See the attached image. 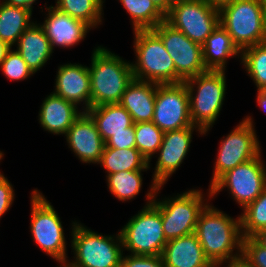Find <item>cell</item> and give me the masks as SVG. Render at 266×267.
I'll use <instances>...</instances> for the list:
<instances>
[{
  "instance_id": "1",
  "label": "cell",
  "mask_w": 266,
  "mask_h": 267,
  "mask_svg": "<svg viewBox=\"0 0 266 267\" xmlns=\"http://www.w3.org/2000/svg\"><path fill=\"white\" fill-rule=\"evenodd\" d=\"M194 233L214 267H221L241 255L243 237L240 215L232 218L209 203L200 212Z\"/></svg>"
},
{
  "instance_id": "2",
  "label": "cell",
  "mask_w": 266,
  "mask_h": 267,
  "mask_svg": "<svg viewBox=\"0 0 266 267\" xmlns=\"http://www.w3.org/2000/svg\"><path fill=\"white\" fill-rule=\"evenodd\" d=\"M91 84V107L118 104L128 85L134 79L131 62L109 49L97 46L88 67Z\"/></svg>"
},
{
  "instance_id": "3",
  "label": "cell",
  "mask_w": 266,
  "mask_h": 267,
  "mask_svg": "<svg viewBox=\"0 0 266 267\" xmlns=\"http://www.w3.org/2000/svg\"><path fill=\"white\" fill-rule=\"evenodd\" d=\"M157 188L158 185L152 181L146 193V205L119 230L123 250L132 255H162L167 243L160 210L153 203Z\"/></svg>"
},
{
  "instance_id": "4",
  "label": "cell",
  "mask_w": 266,
  "mask_h": 267,
  "mask_svg": "<svg viewBox=\"0 0 266 267\" xmlns=\"http://www.w3.org/2000/svg\"><path fill=\"white\" fill-rule=\"evenodd\" d=\"M189 96V114L194 126L204 135L213 127L223 106L226 91L225 71L207 70L184 81Z\"/></svg>"
},
{
  "instance_id": "5",
  "label": "cell",
  "mask_w": 266,
  "mask_h": 267,
  "mask_svg": "<svg viewBox=\"0 0 266 267\" xmlns=\"http://www.w3.org/2000/svg\"><path fill=\"white\" fill-rule=\"evenodd\" d=\"M71 249L73 267H120L123 243L120 232L115 235L98 234L79 222L72 221Z\"/></svg>"
},
{
  "instance_id": "6",
  "label": "cell",
  "mask_w": 266,
  "mask_h": 267,
  "mask_svg": "<svg viewBox=\"0 0 266 267\" xmlns=\"http://www.w3.org/2000/svg\"><path fill=\"white\" fill-rule=\"evenodd\" d=\"M219 15L240 51L266 42V8L259 0H235L221 7Z\"/></svg>"
},
{
  "instance_id": "7",
  "label": "cell",
  "mask_w": 266,
  "mask_h": 267,
  "mask_svg": "<svg viewBox=\"0 0 266 267\" xmlns=\"http://www.w3.org/2000/svg\"><path fill=\"white\" fill-rule=\"evenodd\" d=\"M131 62L134 79L156 84H175V66L161 38L152 30H135Z\"/></svg>"
},
{
  "instance_id": "8",
  "label": "cell",
  "mask_w": 266,
  "mask_h": 267,
  "mask_svg": "<svg viewBox=\"0 0 266 267\" xmlns=\"http://www.w3.org/2000/svg\"><path fill=\"white\" fill-rule=\"evenodd\" d=\"M162 188L163 185L158 186L153 203L160 210L166 241L194 233L198 216L208 204V198L204 199L201 189H190L160 200L157 195Z\"/></svg>"
},
{
  "instance_id": "9",
  "label": "cell",
  "mask_w": 266,
  "mask_h": 267,
  "mask_svg": "<svg viewBox=\"0 0 266 267\" xmlns=\"http://www.w3.org/2000/svg\"><path fill=\"white\" fill-rule=\"evenodd\" d=\"M30 232L40 249L57 262H67V243L62 226L51 202L37 189L31 193Z\"/></svg>"
},
{
  "instance_id": "10",
  "label": "cell",
  "mask_w": 266,
  "mask_h": 267,
  "mask_svg": "<svg viewBox=\"0 0 266 267\" xmlns=\"http://www.w3.org/2000/svg\"><path fill=\"white\" fill-rule=\"evenodd\" d=\"M261 153L223 174L208 190V198L220 194L224 188L232 199L245 209L266 188V167Z\"/></svg>"
},
{
  "instance_id": "11",
  "label": "cell",
  "mask_w": 266,
  "mask_h": 267,
  "mask_svg": "<svg viewBox=\"0 0 266 267\" xmlns=\"http://www.w3.org/2000/svg\"><path fill=\"white\" fill-rule=\"evenodd\" d=\"M252 119L251 116H246L225 138L222 137L209 188L223 174L239 164L256 158L261 153L260 142Z\"/></svg>"
},
{
  "instance_id": "12",
  "label": "cell",
  "mask_w": 266,
  "mask_h": 267,
  "mask_svg": "<svg viewBox=\"0 0 266 267\" xmlns=\"http://www.w3.org/2000/svg\"><path fill=\"white\" fill-rule=\"evenodd\" d=\"M165 21L202 45L220 24L219 9L204 0H186L172 6Z\"/></svg>"
},
{
  "instance_id": "13",
  "label": "cell",
  "mask_w": 266,
  "mask_h": 267,
  "mask_svg": "<svg viewBox=\"0 0 266 267\" xmlns=\"http://www.w3.org/2000/svg\"><path fill=\"white\" fill-rule=\"evenodd\" d=\"M162 40L175 66V84L207 71L202 59V45L166 21L152 29Z\"/></svg>"
},
{
  "instance_id": "14",
  "label": "cell",
  "mask_w": 266,
  "mask_h": 267,
  "mask_svg": "<svg viewBox=\"0 0 266 267\" xmlns=\"http://www.w3.org/2000/svg\"><path fill=\"white\" fill-rule=\"evenodd\" d=\"M152 122L164 133L194 126L189 114V96L184 82L156 84Z\"/></svg>"
},
{
  "instance_id": "15",
  "label": "cell",
  "mask_w": 266,
  "mask_h": 267,
  "mask_svg": "<svg viewBox=\"0 0 266 267\" xmlns=\"http://www.w3.org/2000/svg\"><path fill=\"white\" fill-rule=\"evenodd\" d=\"M202 136L204 132L197 126L185 127L164 133L163 141L158 149V158L153 172V181L159 186L167 183L173 173L178 170L189 152L194 130Z\"/></svg>"
},
{
  "instance_id": "16",
  "label": "cell",
  "mask_w": 266,
  "mask_h": 267,
  "mask_svg": "<svg viewBox=\"0 0 266 267\" xmlns=\"http://www.w3.org/2000/svg\"><path fill=\"white\" fill-rule=\"evenodd\" d=\"M64 136L68 147L82 163L99 164L105 142L86 111L75 120Z\"/></svg>"
},
{
  "instance_id": "17",
  "label": "cell",
  "mask_w": 266,
  "mask_h": 267,
  "mask_svg": "<svg viewBox=\"0 0 266 267\" xmlns=\"http://www.w3.org/2000/svg\"><path fill=\"white\" fill-rule=\"evenodd\" d=\"M53 93L63 99L80 104L83 111L91 108V84L88 66L67 63L58 66Z\"/></svg>"
},
{
  "instance_id": "18",
  "label": "cell",
  "mask_w": 266,
  "mask_h": 267,
  "mask_svg": "<svg viewBox=\"0 0 266 267\" xmlns=\"http://www.w3.org/2000/svg\"><path fill=\"white\" fill-rule=\"evenodd\" d=\"M46 11L47 17L40 25L51 42L52 50L55 46L71 48L79 44L92 29L85 22L58 11L52 5L46 6Z\"/></svg>"
},
{
  "instance_id": "19",
  "label": "cell",
  "mask_w": 266,
  "mask_h": 267,
  "mask_svg": "<svg viewBox=\"0 0 266 267\" xmlns=\"http://www.w3.org/2000/svg\"><path fill=\"white\" fill-rule=\"evenodd\" d=\"M73 102L50 93L42 102L38 120L41 127L53 135H65L75 120L83 113Z\"/></svg>"
},
{
  "instance_id": "20",
  "label": "cell",
  "mask_w": 266,
  "mask_h": 267,
  "mask_svg": "<svg viewBox=\"0 0 266 267\" xmlns=\"http://www.w3.org/2000/svg\"><path fill=\"white\" fill-rule=\"evenodd\" d=\"M161 256L166 267H214L195 233L167 241Z\"/></svg>"
},
{
  "instance_id": "21",
  "label": "cell",
  "mask_w": 266,
  "mask_h": 267,
  "mask_svg": "<svg viewBox=\"0 0 266 267\" xmlns=\"http://www.w3.org/2000/svg\"><path fill=\"white\" fill-rule=\"evenodd\" d=\"M16 45L17 52L33 74L42 69L54 53L43 27L36 21L23 32Z\"/></svg>"
},
{
  "instance_id": "22",
  "label": "cell",
  "mask_w": 266,
  "mask_h": 267,
  "mask_svg": "<svg viewBox=\"0 0 266 267\" xmlns=\"http://www.w3.org/2000/svg\"><path fill=\"white\" fill-rule=\"evenodd\" d=\"M156 99V83L133 79L124 91L119 104L135 123L152 121Z\"/></svg>"
},
{
  "instance_id": "23",
  "label": "cell",
  "mask_w": 266,
  "mask_h": 267,
  "mask_svg": "<svg viewBox=\"0 0 266 267\" xmlns=\"http://www.w3.org/2000/svg\"><path fill=\"white\" fill-rule=\"evenodd\" d=\"M241 57V51L231 36L219 24L202 44V59L207 70L225 71L227 60Z\"/></svg>"
},
{
  "instance_id": "24",
  "label": "cell",
  "mask_w": 266,
  "mask_h": 267,
  "mask_svg": "<svg viewBox=\"0 0 266 267\" xmlns=\"http://www.w3.org/2000/svg\"><path fill=\"white\" fill-rule=\"evenodd\" d=\"M86 112L94 120L104 142L115 134L129 132L134 124L130 113L119 103L94 106Z\"/></svg>"
},
{
  "instance_id": "25",
  "label": "cell",
  "mask_w": 266,
  "mask_h": 267,
  "mask_svg": "<svg viewBox=\"0 0 266 267\" xmlns=\"http://www.w3.org/2000/svg\"><path fill=\"white\" fill-rule=\"evenodd\" d=\"M32 11L0 0V40L10 47L16 46L23 32L34 23Z\"/></svg>"
},
{
  "instance_id": "26",
  "label": "cell",
  "mask_w": 266,
  "mask_h": 267,
  "mask_svg": "<svg viewBox=\"0 0 266 267\" xmlns=\"http://www.w3.org/2000/svg\"><path fill=\"white\" fill-rule=\"evenodd\" d=\"M99 164L106 170V175H110L121 171L143 170L149 163L136 148L105 146Z\"/></svg>"
},
{
  "instance_id": "27",
  "label": "cell",
  "mask_w": 266,
  "mask_h": 267,
  "mask_svg": "<svg viewBox=\"0 0 266 267\" xmlns=\"http://www.w3.org/2000/svg\"><path fill=\"white\" fill-rule=\"evenodd\" d=\"M105 0H56L54 8L79 19L89 25L92 29L102 24L103 3Z\"/></svg>"
},
{
  "instance_id": "28",
  "label": "cell",
  "mask_w": 266,
  "mask_h": 267,
  "mask_svg": "<svg viewBox=\"0 0 266 267\" xmlns=\"http://www.w3.org/2000/svg\"><path fill=\"white\" fill-rule=\"evenodd\" d=\"M131 16L133 31L155 28L165 21V15L151 0H119Z\"/></svg>"
},
{
  "instance_id": "29",
  "label": "cell",
  "mask_w": 266,
  "mask_h": 267,
  "mask_svg": "<svg viewBox=\"0 0 266 267\" xmlns=\"http://www.w3.org/2000/svg\"><path fill=\"white\" fill-rule=\"evenodd\" d=\"M148 169H150V164L143 170L121 171L106 175L110 193L122 202L134 199L140 193L143 185L141 172Z\"/></svg>"
},
{
  "instance_id": "30",
  "label": "cell",
  "mask_w": 266,
  "mask_h": 267,
  "mask_svg": "<svg viewBox=\"0 0 266 267\" xmlns=\"http://www.w3.org/2000/svg\"><path fill=\"white\" fill-rule=\"evenodd\" d=\"M240 60L257 90L266 87V42L242 50Z\"/></svg>"
},
{
  "instance_id": "31",
  "label": "cell",
  "mask_w": 266,
  "mask_h": 267,
  "mask_svg": "<svg viewBox=\"0 0 266 267\" xmlns=\"http://www.w3.org/2000/svg\"><path fill=\"white\" fill-rule=\"evenodd\" d=\"M136 149L150 164L153 155L158 152L164 132L152 121L134 124Z\"/></svg>"
},
{
  "instance_id": "32",
  "label": "cell",
  "mask_w": 266,
  "mask_h": 267,
  "mask_svg": "<svg viewBox=\"0 0 266 267\" xmlns=\"http://www.w3.org/2000/svg\"><path fill=\"white\" fill-rule=\"evenodd\" d=\"M242 237H253L266 229V188L240 215Z\"/></svg>"
},
{
  "instance_id": "33",
  "label": "cell",
  "mask_w": 266,
  "mask_h": 267,
  "mask_svg": "<svg viewBox=\"0 0 266 267\" xmlns=\"http://www.w3.org/2000/svg\"><path fill=\"white\" fill-rule=\"evenodd\" d=\"M0 67L2 74L11 81H23L33 75L17 50L12 48L7 52Z\"/></svg>"
},
{
  "instance_id": "34",
  "label": "cell",
  "mask_w": 266,
  "mask_h": 267,
  "mask_svg": "<svg viewBox=\"0 0 266 267\" xmlns=\"http://www.w3.org/2000/svg\"><path fill=\"white\" fill-rule=\"evenodd\" d=\"M241 254L254 267H266V247L261 245L254 237L242 238Z\"/></svg>"
},
{
  "instance_id": "35",
  "label": "cell",
  "mask_w": 266,
  "mask_h": 267,
  "mask_svg": "<svg viewBox=\"0 0 266 267\" xmlns=\"http://www.w3.org/2000/svg\"><path fill=\"white\" fill-rule=\"evenodd\" d=\"M120 267H166L161 255H122Z\"/></svg>"
},
{
  "instance_id": "36",
  "label": "cell",
  "mask_w": 266,
  "mask_h": 267,
  "mask_svg": "<svg viewBox=\"0 0 266 267\" xmlns=\"http://www.w3.org/2000/svg\"><path fill=\"white\" fill-rule=\"evenodd\" d=\"M105 146L117 149L136 148L134 124L129 127V132H120L110 137Z\"/></svg>"
},
{
  "instance_id": "37",
  "label": "cell",
  "mask_w": 266,
  "mask_h": 267,
  "mask_svg": "<svg viewBox=\"0 0 266 267\" xmlns=\"http://www.w3.org/2000/svg\"><path fill=\"white\" fill-rule=\"evenodd\" d=\"M15 198L11 182L3 174L0 175V218L8 212Z\"/></svg>"
},
{
  "instance_id": "38",
  "label": "cell",
  "mask_w": 266,
  "mask_h": 267,
  "mask_svg": "<svg viewBox=\"0 0 266 267\" xmlns=\"http://www.w3.org/2000/svg\"><path fill=\"white\" fill-rule=\"evenodd\" d=\"M224 265L226 266L223 267H254L242 254L232 258Z\"/></svg>"
},
{
  "instance_id": "39",
  "label": "cell",
  "mask_w": 266,
  "mask_h": 267,
  "mask_svg": "<svg viewBox=\"0 0 266 267\" xmlns=\"http://www.w3.org/2000/svg\"><path fill=\"white\" fill-rule=\"evenodd\" d=\"M8 4L17 6V7H22V8H29L33 10V4L37 1V0H2Z\"/></svg>"
},
{
  "instance_id": "40",
  "label": "cell",
  "mask_w": 266,
  "mask_h": 267,
  "mask_svg": "<svg viewBox=\"0 0 266 267\" xmlns=\"http://www.w3.org/2000/svg\"><path fill=\"white\" fill-rule=\"evenodd\" d=\"M256 102L258 103L260 109L266 112V87L257 90Z\"/></svg>"
},
{
  "instance_id": "41",
  "label": "cell",
  "mask_w": 266,
  "mask_h": 267,
  "mask_svg": "<svg viewBox=\"0 0 266 267\" xmlns=\"http://www.w3.org/2000/svg\"><path fill=\"white\" fill-rule=\"evenodd\" d=\"M157 8L166 15L170 9L172 8V5L168 2V0H151Z\"/></svg>"
},
{
  "instance_id": "42",
  "label": "cell",
  "mask_w": 266,
  "mask_h": 267,
  "mask_svg": "<svg viewBox=\"0 0 266 267\" xmlns=\"http://www.w3.org/2000/svg\"><path fill=\"white\" fill-rule=\"evenodd\" d=\"M206 1L208 4H210L211 6L220 9L221 7L234 2L235 0H204Z\"/></svg>"
},
{
  "instance_id": "43",
  "label": "cell",
  "mask_w": 266,
  "mask_h": 267,
  "mask_svg": "<svg viewBox=\"0 0 266 267\" xmlns=\"http://www.w3.org/2000/svg\"><path fill=\"white\" fill-rule=\"evenodd\" d=\"M11 48L12 47H10L7 43L0 40V65H1V62L4 60V58L6 57L7 52Z\"/></svg>"
},
{
  "instance_id": "44",
  "label": "cell",
  "mask_w": 266,
  "mask_h": 267,
  "mask_svg": "<svg viewBox=\"0 0 266 267\" xmlns=\"http://www.w3.org/2000/svg\"><path fill=\"white\" fill-rule=\"evenodd\" d=\"M261 245L266 247V229L259 231L253 236Z\"/></svg>"
},
{
  "instance_id": "45",
  "label": "cell",
  "mask_w": 266,
  "mask_h": 267,
  "mask_svg": "<svg viewBox=\"0 0 266 267\" xmlns=\"http://www.w3.org/2000/svg\"><path fill=\"white\" fill-rule=\"evenodd\" d=\"M183 1H186V0H168V2L173 6L175 4H178V3H181Z\"/></svg>"
},
{
  "instance_id": "46",
  "label": "cell",
  "mask_w": 266,
  "mask_h": 267,
  "mask_svg": "<svg viewBox=\"0 0 266 267\" xmlns=\"http://www.w3.org/2000/svg\"><path fill=\"white\" fill-rule=\"evenodd\" d=\"M58 264L60 265L59 267H73L68 262H58Z\"/></svg>"
},
{
  "instance_id": "47",
  "label": "cell",
  "mask_w": 266,
  "mask_h": 267,
  "mask_svg": "<svg viewBox=\"0 0 266 267\" xmlns=\"http://www.w3.org/2000/svg\"><path fill=\"white\" fill-rule=\"evenodd\" d=\"M4 153L2 151H0V161L3 159ZM0 175H2V173L0 172Z\"/></svg>"
},
{
  "instance_id": "48",
  "label": "cell",
  "mask_w": 266,
  "mask_h": 267,
  "mask_svg": "<svg viewBox=\"0 0 266 267\" xmlns=\"http://www.w3.org/2000/svg\"><path fill=\"white\" fill-rule=\"evenodd\" d=\"M263 5L264 7L266 8V0H259Z\"/></svg>"
}]
</instances>
